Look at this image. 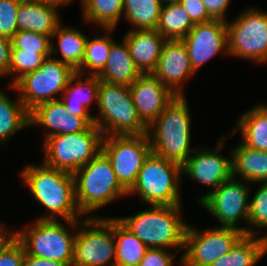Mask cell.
<instances>
[{
  "instance_id": "1",
  "label": "cell",
  "mask_w": 267,
  "mask_h": 266,
  "mask_svg": "<svg viewBox=\"0 0 267 266\" xmlns=\"http://www.w3.org/2000/svg\"><path fill=\"white\" fill-rule=\"evenodd\" d=\"M20 176L34 198L49 210L37 220H57L59 216L70 226L68 228L75 230L77 220L83 216L75 201L73 173L43 163L25 166Z\"/></svg>"
},
{
  "instance_id": "2",
  "label": "cell",
  "mask_w": 267,
  "mask_h": 266,
  "mask_svg": "<svg viewBox=\"0 0 267 266\" xmlns=\"http://www.w3.org/2000/svg\"><path fill=\"white\" fill-rule=\"evenodd\" d=\"M188 108L186 96H176L148 127L151 153L182 165L195 151L190 147L191 115Z\"/></svg>"
},
{
  "instance_id": "3",
  "label": "cell",
  "mask_w": 267,
  "mask_h": 266,
  "mask_svg": "<svg viewBox=\"0 0 267 266\" xmlns=\"http://www.w3.org/2000/svg\"><path fill=\"white\" fill-rule=\"evenodd\" d=\"M148 210L117 218L147 248L184 249L188 224L182 219L181 205H150Z\"/></svg>"
},
{
  "instance_id": "4",
  "label": "cell",
  "mask_w": 267,
  "mask_h": 266,
  "mask_svg": "<svg viewBox=\"0 0 267 266\" xmlns=\"http://www.w3.org/2000/svg\"><path fill=\"white\" fill-rule=\"evenodd\" d=\"M75 201L84 216L101 209L118 197L128 196L116 179L107 156L100 151L73 173Z\"/></svg>"
},
{
  "instance_id": "5",
  "label": "cell",
  "mask_w": 267,
  "mask_h": 266,
  "mask_svg": "<svg viewBox=\"0 0 267 266\" xmlns=\"http://www.w3.org/2000/svg\"><path fill=\"white\" fill-rule=\"evenodd\" d=\"M97 106L100 116H94V121L103 136L147 134L128 86L100 80Z\"/></svg>"
},
{
  "instance_id": "6",
  "label": "cell",
  "mask_w": 267,
  "mask_h": 266,
  "mask_svg": "<svg viewBox=\"0 0 267 266\" xmlns=\"http://www.w3.org/2000/svg\"><path fill=\"white\" fill-rule=\"evenodd\" d=\"M180 177V164L150 153L127 195L136 194L148 205H181Z\"/></svg>"
},
{
  "instance_id": "7",
  "label": "cell",
  "mask_w": 267,
  "mask_h": 266,
  "mask_svg": "<svg viewBox=\"0 0 267 266\" xmlns=\"http://www.w3.org/2000/svg\"><path fill=\"white\" fill-rule=\"evenodd\" d=\"M103 137L96 125H90L82 132L46 138L43 163L55 169L74 173L101 151Z\"/></svg>"
},
{
  "instance_id": "8",
  "label": "cell",
  "mask_w": 267,
  "mask_h": 266,
  "mask_svg": "<svg viewBox=\"0 0 267 266\" xmlns=\"http://www.w3.org/2000/svg\"><path fill=\"white\" fill-rule=\"evenodd\" d=\"M77 230L72 266H116L113 218L88 215L77 220Z\"/></svg>"
},
{
  "instance_id": "9",
  "label": "cell",
  "mask_w": 267,
  "mask_h": 266,
  "mask_svg": "<svg viewBox=\"0 0 267 266\" xmlns=\"http://www.w3.org/2000/svg\"><path fill=\"white\" fill-rule=\"evenodd\" d=\"M12 233L23 244L27 255L72 266L76 232L72 234L59 218L35 220L30 227Z\"/></svg>"
},
{
  "instance_id": "10",
  "label": "cell",
  "mask_w": 267,
  "mask_h": 266,
  "mask_svg": "<svg viewBox=\"0 0 267 266\" xmlns=\"http://www.w3.org/2000/svg\"><path fill=\"white\" fill-rule=\"evenodd\" d=\"M75 72L71 66L50 56L44 60L40 68L23 75L11 84V88L19 92L18 97L31 111L38 104L58 100L55 95L64 92Z\"/></svg>"
},
{
  "instance_id": "11",
  "label": "cell",
  "mask_w": 267,
  "mask_h": 266,
  "mask_svg": "<svg viewBox=\"0 0 267 266\" xmlns=\"http://www.w3.org/2000/svg\"><path fill=\"white\" fill-rule=\"evenodd\" d=\"M227 21L228 55L252 60L253 64L267 62V11L249 8L231 23Z\"/></svg>"
},
{
  "instance_id": "12",
  "label": "cell",
  "mask_w": 267,
  "mask_h": 266,
  "mask_svg": "<svg viewBox=\"0 0 267 266\" xmlns=\"http://www.w3.org/2000/svg\"><path fill=\"white\" fill-rule=\"evenodd\" d=\"M101 151L109 159L117 181L128 192L151 153V146L147 134L104 136Z\"/></svg>"
},
{
  "instance_id": "13",
  "label": "cell",
  "mask_w": 267,
  "mask_h": 266,
  "mask_svg": "<svg viewBox=\"0 0 267 266\" xmlns=\"http://www.w3.org/2000/svg\"><path fill=\"white\" fill-rule=\"evenodd\" d=\"M249 190L247 181L231 177L217 189L202 195L198 203L218 219L220 227L234 228L247 234V227H238L237 223L242 218L248 223Z\"/></svg>"
},
{
  "instance_id": "14",
  "label": "cell",
  "mask_w": 267,
  "mask_h": 266,
  "mask_svg": "<svg viewBox=\"0 0 267 266\" xmlns=\"http://www.w3.org/2000/svg\"><path fill=\"white\" fill-rule=\"evenodd\" d=\"M244 235L234 228L214 227L198 231L187 226L185 233V252L180 257L181 266H211L220 257L227 254Z\"/></svg>"
},
{
  "instance_id": "15",
  "label": "cell",
  "mask_w": 267,
  "mask_h": 266,
  "mask_svg": "<svg viewBox=\"0 0 267 266\" xmlns=\"http://www.w3.org/2000/svg\"><path fill=\"white\" fill-rule=\"evenodd\" d=\"M182 41L195 73L218 53L229 54L226 22L222 20L195 24Z\"/></svg>"
},
{
  "instance_id": "16",
  "label": "cell",
  "mask_w": 267,
  "mask_h": 266,
  "mask_svg": "<svg viewBox=\"0 0 267 266\" xmlns=\"http://www.w3.org/2000/svg\"><path fill=\"white\" fill-rule=\"evenodd\" d=\"M226 136H221L217 147L210 150L209 147H200L202 150L195 151L181 165V174H186L202 185L212 187V191L217 189L224 181L232 177V158H225L220 155L223 148V140Z\"/></svg>"
},
{
  "instance_id": "17",
  "label": "cell",
  "mask_w": 267,
  "mask_h": 266,
  "mask_svg": "<svg viewBox=\"0 0 267 266\" xmlns=\"http://www.w3.org/2000/svg\"><path fill=\"white\" fill-rule=\"evenodd\" d=\"M133 103L142 122L149 127L176 95L151 73L141 74L130 86Z\"/></svg>"
},
{
  "instance_id": "18",
  "label": "cell",
  "mask_w": 267,
  "mask_h": 266,
  "mask_svg": "<svg viewBox=\"0 0 267 266\" xmlns=\"http://www.w3.org/2000/svg\"><path fill=\"white\" fill-rule=\"evenodd\" d=\"M151 74L158 78L176 96H184L183 83L195 72L187 48L182 40H167Z\"/></svg>"
},
{
  "instance_id": "19",
  "label": "cell",
  "mask_w": 267,
  "mask_h": 266,
  "mask_svg": "<svg viewBox=\"0 0 267 266\" xmlns=\"http://www.w3.org/2000/svg\"><path fill=\"white\" fill-rule=\"evenodd\" d=\"M67 111L60 99L38 104L30 111V126L45 127L44 140L54 135L82 132L90 126L82 117Z\"/></svg>"
},
{
  "instance_id": "20",
  "label": "cell",
  "mask_w": 267,
  "mask_h": 266,
  "mask_svg": "<svg viewBox=\"0 0 267 266\" xmlns=\"http://www.w3.org/2000/svg\"><path fill=\"white\" fill-rule=\"evenodd\" d=\"M132 60L142 74L151 73L167 41L156 29H132L124 35Z\"/></svg>"
},
{
  "instance_id": "21",
  "label": "cell",
  "mask_w": 267,
  "mask_h": 266,
  "mask_svg": "<svg viewBox=\"0 0 267 266\" xmlns=\"http://www.w3.org/2000/svg\"><path fill=\"white\" fill-rule=\"evenodd\" d=\"M82 75L76 71L59 97H62L60 100L67 108V112L82 117L89 125H95L94 116L89 113V105L93 100L97 104L100 79L97 75L87 74V77L84 78L86 80H84L81 78ZM75 80L76 83H74Z\"/></svg>"
},
{
  "instance_id": "22",
  "label": "cell",
  "mask_w": 267,
  "mask_h": 266,
  "mask_svg": "<svg viewBox=\"0 0 267 266\" xmlns=\"http://www.w3.org/2000/svg\"><path fill=\"white\" fill-rule=\"evenodd\" d=\"M58 8L38 0H22L18 8V30L52 36L61 24Z\"/></svg>"
},
{
  "instance_id": "23",
  "label": "cell",
  "mask_w": 267,
  "mask_h": 266,
  "mask_svg": "<svg viewBox=\"0 0 267 266\" xmlns=\"http://www.w3.org/2000/svg\"><path fill=\"white\" fill-rule=\"evenodd\" d=\"M142 73L131 58L126 41L114 42L104 69L97 77L105 82L130 86Z\"/></svg>"
},
{
  "instance_id": "24",
  "label": "cell",
  "mask_w": 267,
  "mask_h": 266,
  "mask_svg": "<svg viewBox=\"0 0 267 266\" xmlns=\"http://www.w3.org/2000/svg\"><path fill=\"white\" fill-rule=\"evenodd\" d=\"M232 177L240 176L248 183H267V151L249 148L239 143L230 153Z\"/></svg>"
},
{
  "instance_id": "25",
  "label": "cell",
  "mask_w": 267,
  "mask_h": 266,
  "mask_svg": "<svg viewBox=\"0 0 267 266\" xmlns=\"http://www.w3.org/2000/svg\"><path fill=\"white\" fill-rule=\"evenodd\" d=\"M241 132L242 143L252 149L267 151V105L257 104L241 114L233 132Z\"/></svg>"
},
{
  "instance_id": "26",
  "label": "cell",
  "mask_w": 267,
  "mask_h": 266,
  "mask_svg": "<svg viewBox=\"0 0 267 266\" xmlns=\"http://www.w3.org/2000/svg\"><path fill=\"white\" fill-rule=\"evenodd\" d=\"M267 253V234L253 236L244 234L232 249L211 266H255Z\"/></svg>"
},
{
  "instance_id": "27",
  "label": "cell",
  "mask_w": 267,
  "mask_h": 266,
  "mask_svg": "<svg viewBox=\"0 0 267 266\" xmlns=\"http://www.w3.org/2000/svg\"><path fill=\"white\" fill-rule=\"evenodd\" d=\"M54 38H57L58 47L51 44V56L60 52L62 58L58 60L71 66L76 71L83 61L88 37L76 28L64 27L60 24L51 36L52 40Z\"/></svg>"
},
{
  "instance_id": "28",
  "label": "cell",
  "mask_w": 267,
  "mask_h": 266,
  "mask_svg": "<svg viewBox=\"0 0 267 266\" xmlns=\"http://www.w3.org/2000/svg\"><path fill=\"white\" fill-rule=\"evenodd\" d=\"M30 126V111L19 97L12 101L0 88V143H5L17 131Z\"/></svg>"
},
{
  "instance_id": "29",
  "label": "cell",
  "mask_w": 267,
  "mask_h": 266,
  "mask_svg": "<svg viewBox=\"0 0 267 266\" xmlns=\"http://www.w3.org/2000/svg\"><path fill=\"white\" fill-rule=\"evenodd\" d=\"M113 234L116 244V266H139L148 249L117 218H113Z\"/></svg>"
},
{
  "instance_id": "30",
  "label": "cell",
  "mask_w": 267,
  "mask_h": 266,
  "mask_svg": "<svg viewBox=\"0 0 267 266\" xmlns=\"http://www.w3.org/2000/svg\"><path fill=\"white\" fill-rule=\"evenodd\" d=\"M193 27L189 15L179 2L162 5L156 30L166 40H182Z\"/></svg>"
},
{
  "instance_id": "31",
  "label": "cell",
  "mask_w": 267,
  "mask_h": 266,
  "mask_svg": "<svg viewBox=\"0 0 267 266\" xmlns=\"http://www.w3.org/2000/svg\"><path fill=\"white\" fill-rule=\"evenodd\" d=\"M123 1L81 0L83 19L103 29H115L123 14Z\"/></svg>"
},
{
  "instance_id": "32",
  "label": "cell",
  "mask_w": 267,
  "mask_h": 266,
  "mask_svg": "<svg viewBox=\"0 0 267 266\" xmlns=\"http://www.w3.org/2000/svg\"><path fill=\"white\" fill-rule=\"evenodd\" d=\"M161 8L159 0H124L123 16L135 30L156 29Z\"/></svg>"
},
{
  "instance_id": "33",
  "label": "cell",
  "mask_w": 267,
  "mask_h": 266,
  "mask_svg": "<svg viewBox=\"0 0 267 266\" xmlns=\"http://www.w3.org/2000/svg\"><path fill=\"white\" fill-rule=\"evenodd\" d=\"M106 35L89 39L85 45V54L81 66L76 70L84 75H98L105 67L110 54V48L115 42L110 36L113 29H103Z\"/></svg>"
},
{
  "instance_id": "34",
  "label": "cell",
  "mask_w": 267,
  "mask_h": 266,
  "mask_svg": "<svg viewBox=\"0 0 267 266\" xmlns=\"http://www.w3.org/2000/svg\"><path fill=\"white\" fill-rule=\"evenodd\" d=\"M46 58L40 53L11 48L9 76H14L12 85L23 75L40 68ZM16 76V77H15Z\"/></svg>"
},
{
  "instance_id": "35",
  "label": "cell",
  "mask_w": 267,
  "mask_h": 266,
  "mask_svg": "<svg viewBox=\"0 0 267 266\" xmlns=\"http://www.w3.org/2000/svg\"><path fill=\"white\" fill-rule=\"evenodd\" d=\"M12 40L15 49L40 53L45 58L51 56V36L37 32L18 30Z\"/></svg>"
},
{
  "instance_id": "36",
  "label": "cell",
  "mask_w": 267,
  "mask_h": 266,
  "mask_svg": "<svg viewBox=\"0 0 267 266\" xmlns=\"http://www.w3.org/2000/svg\"><path fill=\"white\" fill-rule=\"evenodd\" d=\"M254 194L249 204L247 235L256 236L254 228H267V183H262Z\"/></svg>"
},
{
  "instance_id": "37",
  "label": "cell",
  "mask_w": 267,
  "mask_h": 266,
  "mask_svg": "<svg viewBox=\"0 0 267 266\" xmlns=\"http://www.w3.org/2000/svg\"><path fill=\"white\" fill-rule=\"evenodd\" d=\"M22 0H0V36L12 39L18 31L17 14Z\"/></svg>"
},
{
  "instance_id": "38",
  "label": "cell",
  "mask_w": 267,
  "mask_h": 266,
  "mask_svg": "<svg viewBox=\"0 0 267 266\" xmlns=\"http://www.w3.org/2000/svg\"><path fill=\"white\" fill-rule=\"evenodd\" d=\"M25 254L23 244L12 233L0 245V266H23Z\"/></svg>"
},
{
  "instance_id": "39",
  "label": "cell",
  "mask_w": 267,
  "mask_h": 266,
  "mask_svg": "<svg viewBox=\"0 0 267 266\" xmlns=\"http://www.w3.org/2000/svg\"><path fill=\"white\" fill-rule=\"evenodd\" d=\"M175 256L167 249L148 248L139 266H174Z\"/></svg>"
},
{
  "instance_id": "40",
  "label": "cell",
  "mask_w": 267,
  "mask_h": 266,
  "mask_svg": "<svg viewBox=\"0 0 267 266\" xmlns=\"http://www.w3.org/2000/svg\"><path fill=\"white\" fill-rule=\"evenodd\" d=\"M179 3L185 8L194 25L213 20L209 16L202 0H180Z\"/></svg>"
},
{
  "instance_id": "41",
  "label": "cell",
  "mask_w": 267,
  "mask_h": 266,
  "mask_svg": "<svg viewBox=\"0 0 267 266\" xmlns=\"http://www.w3.org/2000/svg\"><path fill=\"white\" fill-rule=\"evenodd\" d=\"M205 4L209 16L213 20H222L227 22L226 11L231 0H202Z\"/></svg>"
},
{
  "instance_id": "42",
  "label": "cell",
  "mask_w": 267,
  "mask_h": 266,
  "mask_svg": "<svg viewBox=\"0 0 267 266\" xmlns=\"http://www.w3.org/2000/svg\"><path fill=\"white\" fill-rule=\"evenodd\" d=\"M12 40L0 36V78L9 75Z\"/></svg>"
},
{
  "instance_id": "43",
  "label": "cell",
  "mask_w": 267,
  "mask_h": 266,
  "mask_svg": "<svg viewBox=\"0 0 267 266\" xmlns=\"http://www.w3.org/2000/svg\"><path fill=\"white\" fill-rule=\"evenodd\" d=\"M23 266H68L64 263L25 254Z\"/></svg>"
},
{
  "instance_id": "44",
  "label": "cell",
  "mask_w": 267,
  "mask_h": 266,
  "mask_svg": "<svg viewBox=\"0 0 267 266\" xmlns=\"http://www.w3.org/2000/svg\"><path fill=\"white\" fill-rule=\"evenodd\" d=\"M46 5H50L56 8H60L61 6H67L68 4L74 2V0H38Z\"/></svg>"
},
{
  "instance_id": "45",
  "label": "cell",
  "mask_w": 267,
  "mask_h": 266,
  "mask_svg": "<svg viewBox=\"0 0 267 266\" xmlns=\"http://www.w3.org/2000/svg\"><path fill=\"white\" fill-rule=\"evenodd\" d=\"M12 233L8 232V231H4L1 235H0V245L11 235Z\"/></svg>"
},
{
  "instance_id": "46",
  "label": "cell",
  "mask_w": 267,
  "mask_h": 266,
  "mask_svg": "<svg viewBox=\"0 0 267 266\" xmlns=\"http://www.w3.org/2000/svg\"><path fill=\"white\" fill-rule=\"evenodd\" d=\"M161 2L162 5L165 4H172V3H176L179 2L180 0H159Z\"/></svg>"
},
{
  "instance_id": "47",
  "label": "cell",
  "mask_w": 267,
  "mask_h": 266,
  "mask_svg": "<svg viewBox=\"0 0 267 266\" xmlns=\"http://www.w3.org/2000/svg\"><path fill=\"white\" fill-rule=\"evenodd\" d=\"M1 223V222H0ZM2 224H0V235L5 231V229H3V226H1Z\"/></svg>"
}]
</instances>
